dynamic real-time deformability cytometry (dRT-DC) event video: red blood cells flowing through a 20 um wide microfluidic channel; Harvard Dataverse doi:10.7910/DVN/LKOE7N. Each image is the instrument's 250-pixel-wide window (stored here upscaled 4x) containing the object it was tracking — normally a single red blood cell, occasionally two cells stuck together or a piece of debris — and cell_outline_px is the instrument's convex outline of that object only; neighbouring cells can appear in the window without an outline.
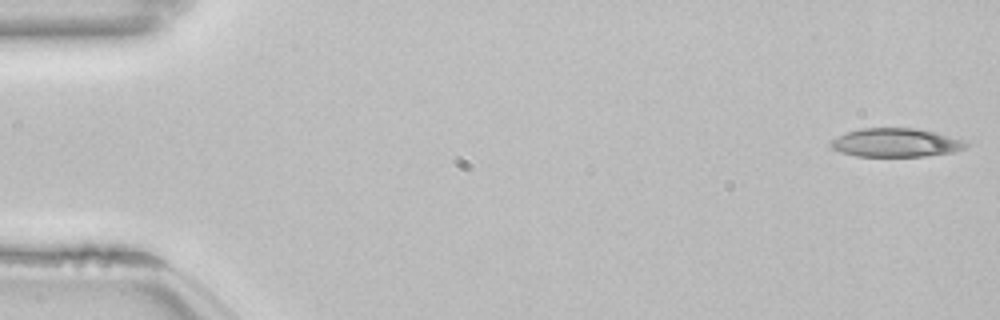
{"species": "common noctule bat (a hibernating species)", "species_latin": "Nyctalus noctula", "temperature_condition": "room temperature", "stored_images_in_passage": 53, "camera_frame_rate_fps": 3000, "um_per_image_px": 0.085, "animal": {"sex": "female", "body_mass_g": 22.7, "forearm_length_mm": 54.2}, "frame": {"image": 1, "passage_image": 1, "time_ms": 0.0, "image_size_px": [1000, 320], "cell_outline_px": [[968, 144], [964, 148], [952, 152], [924, 156], [856, 156], [840, 152], [832, 148], [828, 144], [832, 140], [848, 132], [860, 128], [916, 128], [932, 132], [960, 140]], "centroid_in_image_um": [76.07, 12.13], "position_along_channel_um": 8.9, "area_um2": 22.08}}
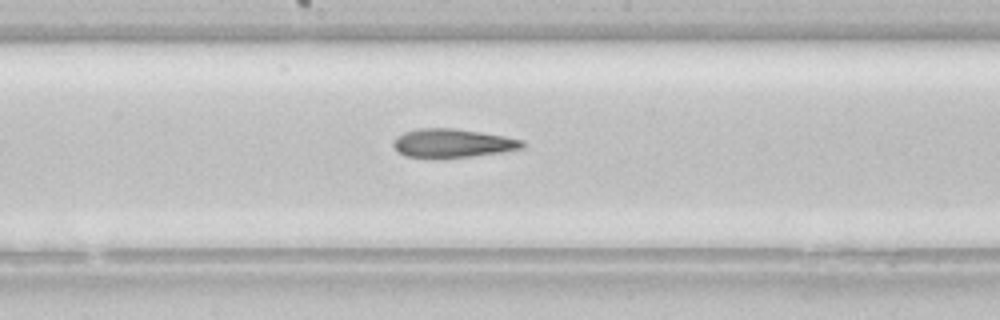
{"frame": {"image": 2, "passage_image": 28, "time_ms": 9.0, "image_size_px": [1000, 320], "cell_outline_px": [[528, 144], [524, 148], [500, 152], [472, 156], [404, 156], [396, 152], [392, 144], [392, 140], [396, 136], [404, 132], [416, 128], [452, 128], [480, 132], [504, 136], [524, 140]], "centroid_in_image_um": [38.46, 12.14], "position_along_channel_um": 209.7, "area_um2": 21.33}}
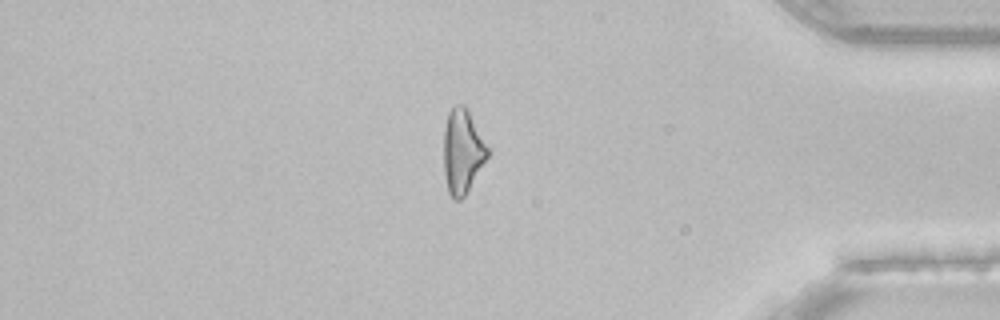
{"frame": {"image": 3, "passage_image": 45, "time_ms": 14.667, "image_size_px": [1000, 320], "cell_outline_px": [[488, 156], [464, 196], [460, 200], [452, 200], [448, 192], [444, 172], [444, 128], [448, 112], [456, 104], [464, 104], [488, 148]], "centroid_in_image_um": [39.28, 12.88], "position_along_channel_um": 395.9, "area_um2": 21.15}, "authors_computed_cell_mechanics": {"area_um2": 22.5998, "velocity_mm_per_s": 3.8526, "shape_relaxation_time_tau1_ms": null, "shape_relaxation_time_tau2_ms": 6.0392, "deformation_change_tau1": null, "deformation_change_tau2": 0.201}}